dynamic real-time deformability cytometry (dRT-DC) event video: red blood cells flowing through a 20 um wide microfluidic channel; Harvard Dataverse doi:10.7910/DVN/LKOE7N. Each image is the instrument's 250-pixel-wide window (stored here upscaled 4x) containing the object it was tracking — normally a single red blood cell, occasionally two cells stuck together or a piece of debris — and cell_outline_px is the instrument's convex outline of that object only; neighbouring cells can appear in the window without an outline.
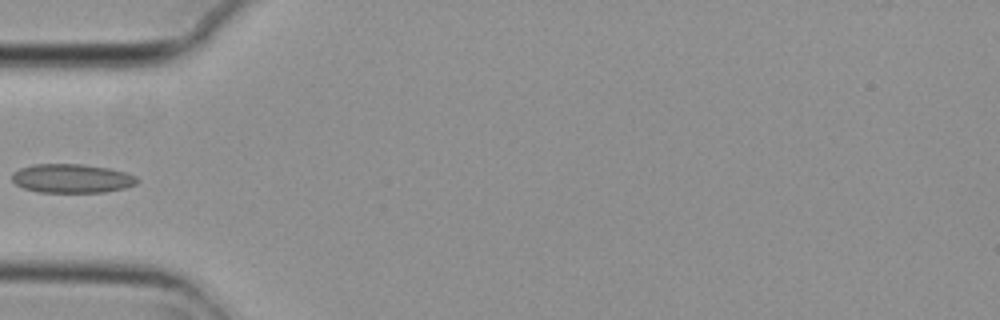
{"species": "common noctule bat (a hibernating species)", "species_latin": "Nyctalus noctula", "temperature_condition": "cold", "stored_images_in_passage": 6, "camera_frame_rate_fps": 3000, "um_per_image_px": 0.085, "animal": {"sex": "female", "body_mass_g": 29.2, "forearm_length_mm": 56.3}, "frame": {"image": 1, "passage_image": 5, "time_ms": 1.333, "image_size_px": [1000, 320], "cell_outline_px": [[140, 180], [136, 184], [124, 188], [104, 192], [36, 192], [24, 188], [16, 184], [12, 180], [12, 172], [20, 168], [32, 164], [84, 164], [108, 168], [124, 172], [136, 176]], "centroid_in_image_um": [6.09, 15.16], "position_along_channel_um": 78.9, "area_um2": 21.15}}
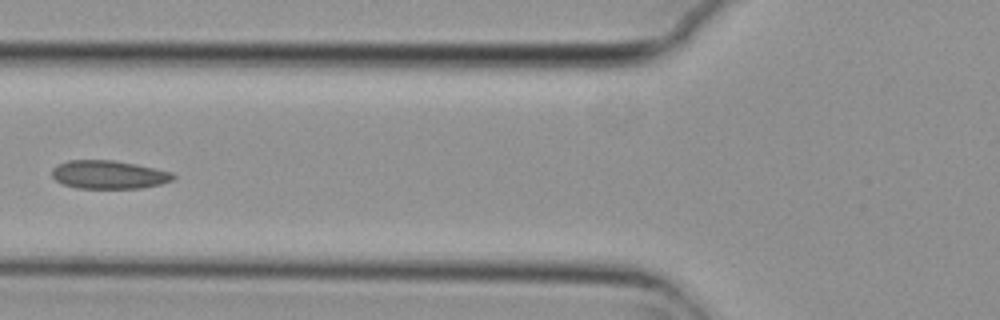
{"frame": {"image": 2, "passage_image": 6, "time_ms": 1.667, "image_size_px": [1000, 320], "cell_outline_px": [[176, 176], [172, 180], [160, 184], [140, 188], [76, 188], [64, 184], [56, 180], [52, 176], [52, 168], [68, 160], [112, 160], [136, 164], [156, 168], [172, 172]], "centroid_in_image_um": [9.26, 14.84], "position_along_channel_um": 116.5, "area_um2": 19.94}}